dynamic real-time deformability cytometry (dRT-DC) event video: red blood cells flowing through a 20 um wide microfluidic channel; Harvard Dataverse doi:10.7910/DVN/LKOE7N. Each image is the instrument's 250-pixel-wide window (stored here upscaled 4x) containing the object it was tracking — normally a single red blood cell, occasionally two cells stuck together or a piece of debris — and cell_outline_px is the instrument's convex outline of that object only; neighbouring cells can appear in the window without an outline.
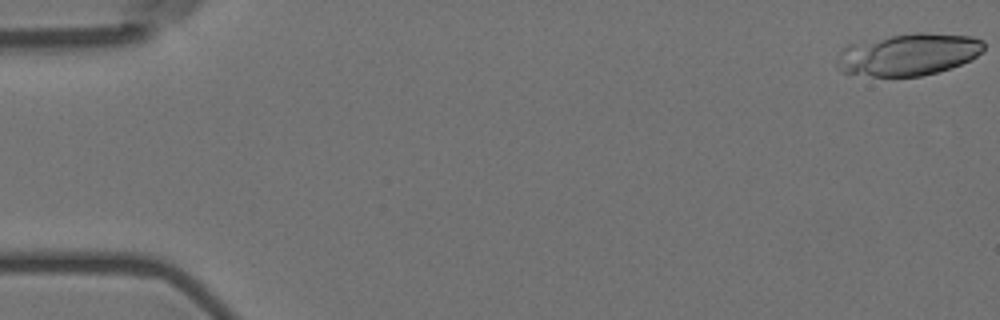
{"species": "Egyptian fruit bat (a non-hibernating species)", "species_latin": "Rousettus aegyptiacus", "temperature_condition": "room temperature", "stored_images_in_passage": 44, "camera_frame_rate_fps": 3000, "um_per_image_px": 0.085, "animal": {"sex": "female"}, "frame": {"image": 1, "passage_image": 1, "time_ms": 0.0, "image_size_px": [1000, 320], "cell_outline_px": [[984, 48], [972, 60], [936, 72], [920, 76], [872, 76], [844, 72], [836, 64], [836, 60], [840, 52], [848, 44], [892, 36], [916, 32], [924, 32], [972, 36], [984, 40]], "centroid_in_image_um": [77.24, 4.62], "position_along_channel_um": 7.8, "area_um2": 35.72}}